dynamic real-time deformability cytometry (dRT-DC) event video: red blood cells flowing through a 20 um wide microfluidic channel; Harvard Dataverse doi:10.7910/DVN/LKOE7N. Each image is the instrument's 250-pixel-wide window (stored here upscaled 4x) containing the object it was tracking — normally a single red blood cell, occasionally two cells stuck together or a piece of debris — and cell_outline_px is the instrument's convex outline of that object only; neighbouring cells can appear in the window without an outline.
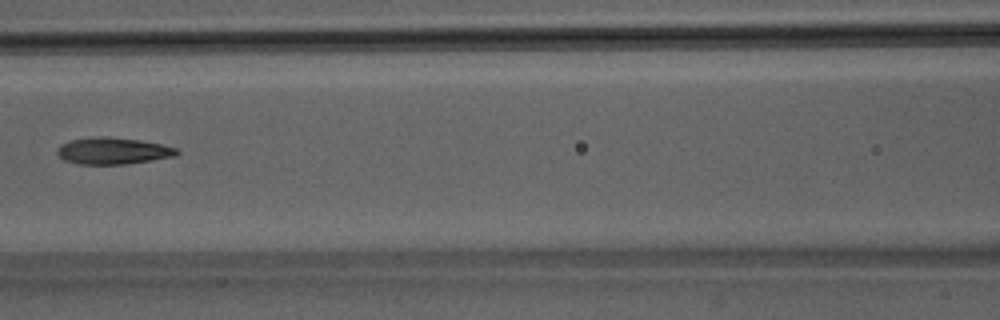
{"species": "Egyptian fruit bat (a non-hibernating species)", "species_latin": "Rousettus aegyptiacus", "temperature_condition": "room temperature", "stored_images_in_passage": 6, "camera_frame_rate_fps": 3000, "um_per_image_px": 0.085, "animal": {"sex": "male"}, "frame": {"image": 1, "passage_image": 6, "time_ms": 1.667, "image_size_px": [1000, 320], "cell_outline_px": [[180, 152], [176, 156], [152, 160], [124, 164], [80, 164], [64, 160], [56, 152], [60, 144], [72, 140], [96, 136], [108, 136], [140, 140], [180, 148]], "centroid_in_image_um": [9.63, 12.82], "position_along_channel_um": 157.0, "area_um2": 18.67}}